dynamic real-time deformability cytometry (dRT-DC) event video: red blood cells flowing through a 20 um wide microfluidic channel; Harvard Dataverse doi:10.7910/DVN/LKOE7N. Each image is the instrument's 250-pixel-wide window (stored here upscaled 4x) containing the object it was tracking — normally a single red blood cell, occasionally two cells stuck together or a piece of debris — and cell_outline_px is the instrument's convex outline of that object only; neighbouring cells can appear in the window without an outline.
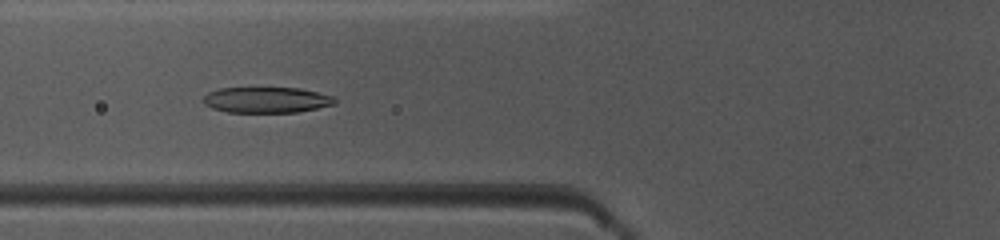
{"species": "common noctule bat (a hibernating species)", "species_latin": "Nyctalus noctula", "temperature_condition": "warm", "stored_images_in_passage": 18, "camera_frame_rate_fps": 3000, "um_per_image_px": 0.085, "animal": {"sex": "female", "body_mass_g": 10.0, "forearm_length_mm": 53.1}, "frame": {"image": 1, "passage_image": 10, "time_ms": 3.0, "image_size_px": [1000, 240], "cell_outline_px": [[336, 104], [296, 112], [228, 112], [212, 108], [204, 104], [204, 96], [208, 92], [220, 88], [300, 88], [332, 96], [336, 100]], "centroid_in_image_um": [22.64, 8.49], "position_along_channel_um": 103.2, "area_um2": 19.59}}
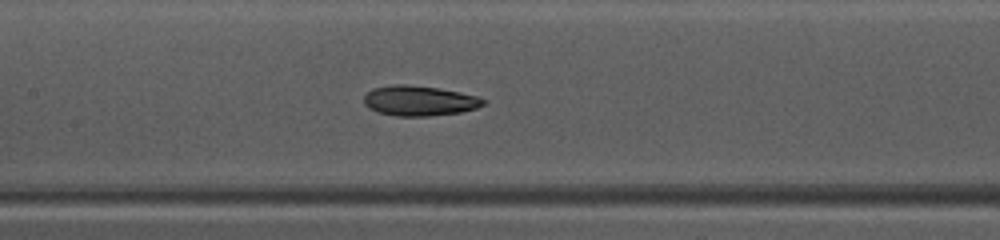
{"frame": {"image": 2, "passage_image": 15, "time_ms": 4.667, "image_size_px": [1000, 240], "cell_outline_px": [[484, 104], [476, 108], [460, 112], [428, 116], [396, 116], [380, 112], [368, 108], [364, 104], [364, 96], [372, 88], [392, 84], [404, 84], [440, 88], [480, 96], [484, 100]], "centroid_in_image_um": [35.63, 8.55], "position_along_channel_um": 171.8, "area_um2": 20.98}}